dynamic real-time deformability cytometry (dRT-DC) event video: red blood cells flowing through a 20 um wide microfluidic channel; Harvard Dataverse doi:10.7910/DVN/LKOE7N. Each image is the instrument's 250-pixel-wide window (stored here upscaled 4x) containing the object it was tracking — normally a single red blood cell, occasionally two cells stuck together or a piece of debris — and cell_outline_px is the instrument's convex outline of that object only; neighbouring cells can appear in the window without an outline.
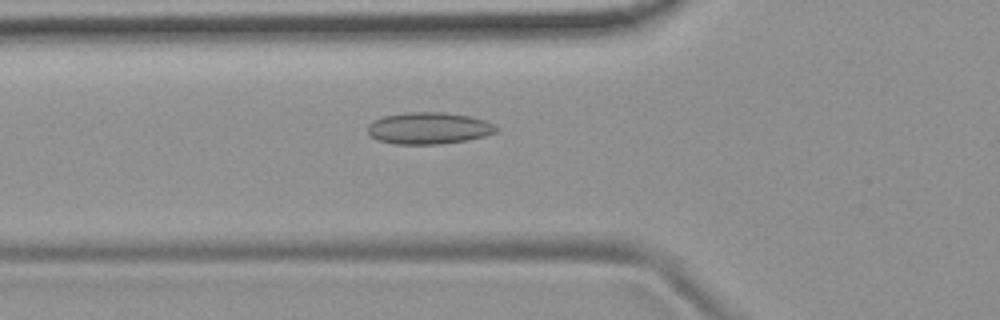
{"species": "common noctule bat (a hibernating species)", "species_latin": "Nyctalus noctula", "temperature_condition": "room temperature", "stored_images_in_passage": 53, "camera_frame_rate_fps": 3000, "um_per_image_px": 0.085, "animal": {"sex": "female", "body_mass_g": 19.9}, "frame": {"image": 1, "passage_image": 19, "time_ms": 6.0, "image_size_px": [1000, 320], "cell_outline_px": [[500, 128], [496, 132], [484, 136], [468, 140], [440, 144], [396, 144], [376, 140], [368, 132], [368, 124], [372, 120], [384, 116], [404, 112], [444, 112], [468, 116], [484, 120]], "centroid_in_image_um": [36.42, 10.89], "position_along_channel_um": 89.4, "area_um2": 23.87}}
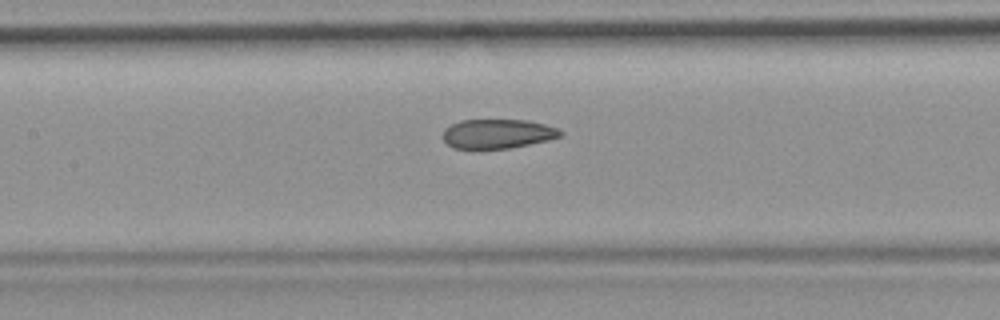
{"frame": {"image": 2, "passage_image": 25, "time_ms": 8.0, "image_size_px": [1000, 320], "cell_outline_px": [[564, 136], [548, 140], [508, 148], [476, 152], [452, 148], [444, 140], [444, 128], [460, 120], [528, 120], [560, 128], [564, 132]], "centroid_in_image_um": [42.28, 11.41], "position_along_channel_um": 165.1, "area_um2": 20.87}}
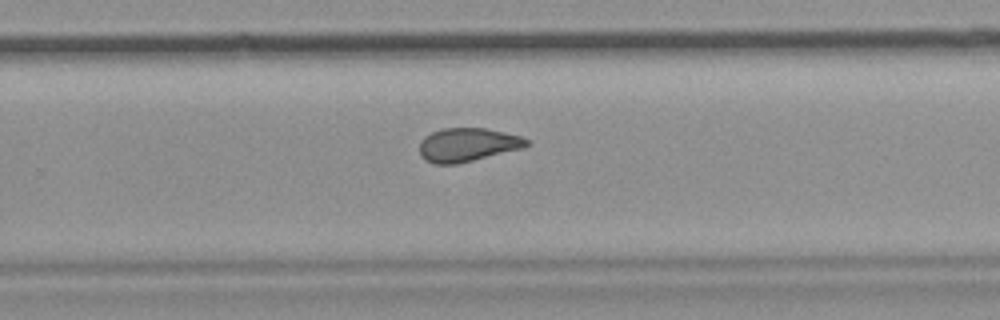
{"frame": {"image": 3, "passage_image": 35, "time_ms": 11.333, "image_size_px": [1000, 320], "cell_outline_px": [[532, 144], [524, 148], [456, 164], [436, 164], [424, 160], [420, 156], [420, 140], [424, 136], [432, 132], [444, 128], [484, 128], [504, 132], [520, 136], [528, 140]], "centroid_in_image_um": [39.74, 12.31], "position_along_channel_um": 290.1, "area_um2": 21.04}, "authors_computed_cell_mechanics": {"area_um2": 22.0796, "velocity_mm_per_s": 3.7599, "shape_relaxation_time_tau1_ms": null, "shape_relaxation_time_tau2_ms": 2.1735, "deformation_change_tau1": null, "deformation_change_tau2": 0.0811}}